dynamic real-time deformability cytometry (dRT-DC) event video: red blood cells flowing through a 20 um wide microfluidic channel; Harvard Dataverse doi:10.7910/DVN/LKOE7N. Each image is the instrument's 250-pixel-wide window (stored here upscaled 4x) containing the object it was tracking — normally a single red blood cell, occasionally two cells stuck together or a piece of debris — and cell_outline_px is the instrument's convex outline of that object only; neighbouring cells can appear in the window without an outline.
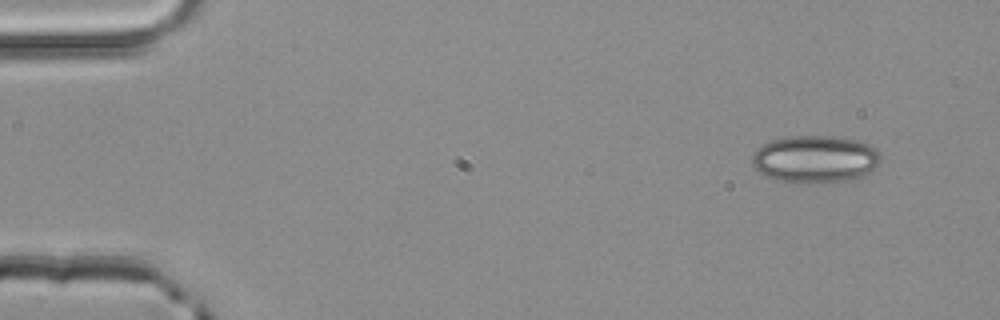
{"species": "common noctule bat (a hibernating species)", "species_latin": "Nyctalus noctula", "temperature_condition": "room temperature", "stored_images_in_passage": 4, "camera_frame_rate_fps": 3000, "um_per_image_px": 0.085, "animal": {"sex": "male", "body_mass_g": 20.4}, "frame": {"image": 1, "passage_image": 4, "time_ms": 1.0, "image_size_px": [1000, 320], "cell_outline_px": [[880, 160], [872, 172], [848, 180], [776, 180], [768, 176], [756, 168], [752, 164], [752, 156], [764, 144], [772, 140], [792, 136], [832, 136], [856, 140], [872, 144], [880, 152]], "centroid_in_image_um": [69.36, 13.47], "position_along_channel_um": 15.6, "area_um2": 34.39}}